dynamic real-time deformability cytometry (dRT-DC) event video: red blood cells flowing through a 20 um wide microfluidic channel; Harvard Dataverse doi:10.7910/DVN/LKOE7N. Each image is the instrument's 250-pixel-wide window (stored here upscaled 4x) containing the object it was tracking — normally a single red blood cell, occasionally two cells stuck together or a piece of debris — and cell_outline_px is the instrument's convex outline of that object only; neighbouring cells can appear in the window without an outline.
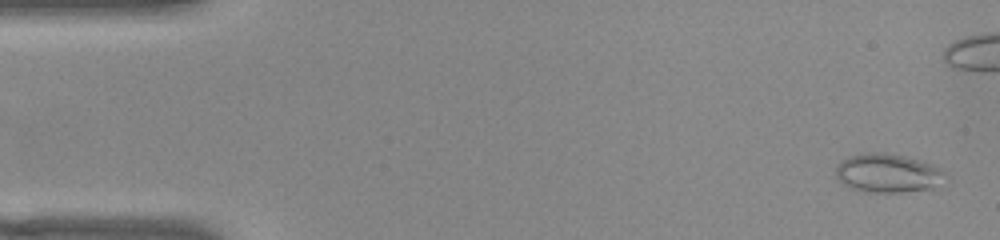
{"species": "common noctule bat (a hibernating species)", "species_latin": "Nyctalus noctula", "temperature_condition": "warm", "stored_images_in_passage": 47, "camera_frame_rate_fps": 3000, "um_per_image_px": 0.085, "animal": {"sex": "female", "body_mass_g": 22.0, "forearm_length_mm": 56.7}, "frame": {"image": 1, "passage_image": 1, "time_ms": 0.0, "image_size_px": [1000, 240], "cell_outline_px": [[948, 184], [932, 188], [900, 192], [864, 192], [848, 188], [840, 184], [836, 176], [836, 168], [840, 160], [848, 156], [868, 152], [884, 152], [924, 160], [940, 168], [944, 172]], "centroid_in_image_um": [75.48, 14.72], "position_along_channel_um": 9.5, "area_um2": 25.49}}
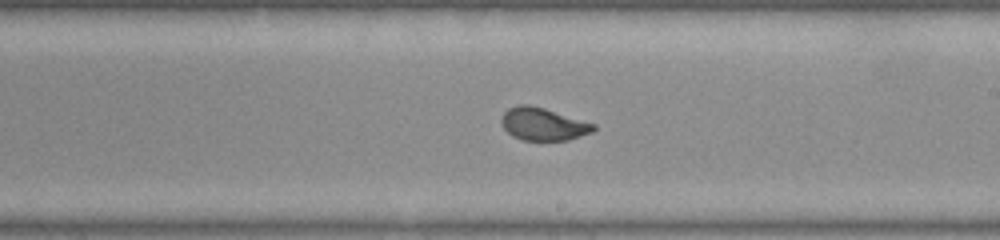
{"frame": {"image": 2, "passage_image": 29, "time_ms": 9.333, "image_size_px": [1000, 240], "cell_outline_px": [[596, 128], [592, 132], [568, 140], [520, 140], [512, 136], [500, 124], [500, 120], [504, 112], [508, 108], [520, 104], [528, 104], [544, 108], [596, 124]], "centroid_in_image_um": [46.14, 10.55], "position_along_channel_um": 242.9, "area_um2": 17.57}}
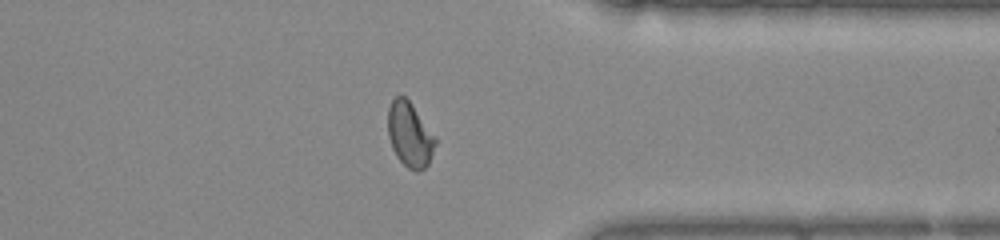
{"frame": {"image": 3, "passage_image": 40, "time_ms": 13.0, "image_size_px": [1000, 240], "cell_outline_px": [[436, 144], [432, 156], [428, 164], [420, 172], [416, 172], [408, 168], [396, 156], [392, 148], [388, 136], [388, 108], [392, 100], [396, 96], [404, 96], [408, 100], [436, 136]], "centroid_in_image_um": [34.84, 11.47], "position_along_channel_um": 376.6, "area_um2": 17.92}}